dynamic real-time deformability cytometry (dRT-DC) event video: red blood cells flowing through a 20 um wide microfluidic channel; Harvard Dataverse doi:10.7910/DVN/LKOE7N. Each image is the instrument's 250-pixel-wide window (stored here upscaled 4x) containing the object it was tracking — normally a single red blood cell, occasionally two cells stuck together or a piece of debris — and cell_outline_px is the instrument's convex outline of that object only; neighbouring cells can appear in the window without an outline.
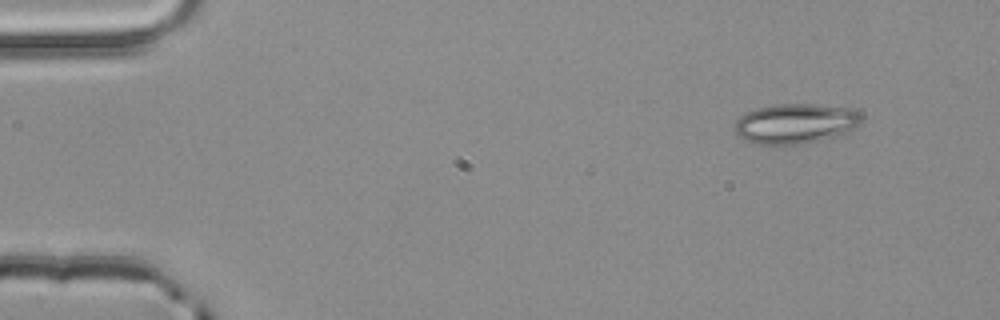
{"species": "common noctule bat (a hibernating species)", "species_latin": "Nyctalus noctula", "temperature_condition": "room temperature", "stored_images_in_passage": 3, "segment_of_instrument_passage": [2, 2], "camera_frame_rate_fps": 3000, "um_per_image_px": 0.085, "animal": {"sex": "male", "body_mass_g": 20.4}, "frame": {"image": 1, "passage_image": 3, "time_ms": 0.667, "image_size_px": [1000, 320], "cell_outline_px": [[860, 120], [844, 136], [824, 140], [800, 144], [760, 144], [744, 140], [736, 136], [736, 120], [740, 116], [748, 112], [772, 104], [820, 104], [852, 108], [860, 112]], "centroid_in_image_um": [67.64, 10.51], "position_along_channel_um": 17.4, "area_um2": 29.71}}